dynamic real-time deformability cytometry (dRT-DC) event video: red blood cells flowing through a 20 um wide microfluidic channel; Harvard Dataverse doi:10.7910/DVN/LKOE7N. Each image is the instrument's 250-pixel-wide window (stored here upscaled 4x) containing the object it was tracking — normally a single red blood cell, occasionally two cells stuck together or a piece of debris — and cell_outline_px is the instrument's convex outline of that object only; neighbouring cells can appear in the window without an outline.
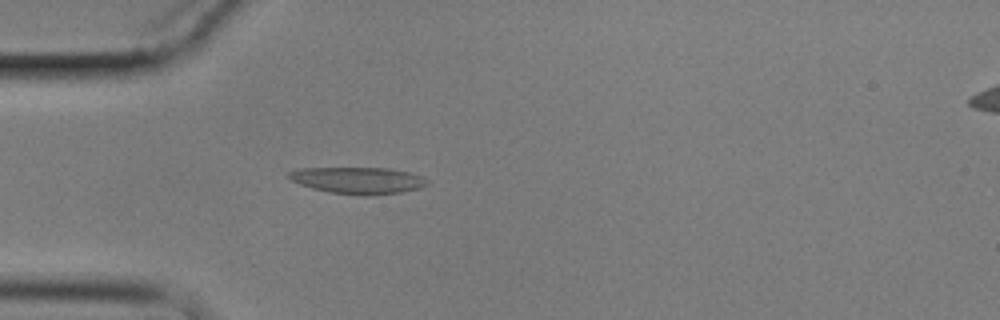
{"species": "common noctule bat (a hibernating species)", "species_latin": "Nyctalus noctula", "temperature_condition": "cold", "stored_images_in_passage": 3, "camera_frame_rate_fps": 3000, "um_per_image_px": 0.085, "animal": {"sex": "male", "body_mass_g": 17.9}, "frame": {"image": 1, "passage_image": 3, "time_ms": 2.333, "image_size_px": [1000, 320], "cell_outline_px": [[428, 184], [420, 188], [400, 192], [368, 196], [364, 196], [328, 192], [312, 188], [300, 184], [292, 180], [288, 176], [288, 172], [296, 168], [388, 168], [408, 172], [424, 176], [428, 180]], "centroid_in_image_um": [30.44, 15.33], "position_along_channel_um": 54.6, "area_um2": 21.62}}